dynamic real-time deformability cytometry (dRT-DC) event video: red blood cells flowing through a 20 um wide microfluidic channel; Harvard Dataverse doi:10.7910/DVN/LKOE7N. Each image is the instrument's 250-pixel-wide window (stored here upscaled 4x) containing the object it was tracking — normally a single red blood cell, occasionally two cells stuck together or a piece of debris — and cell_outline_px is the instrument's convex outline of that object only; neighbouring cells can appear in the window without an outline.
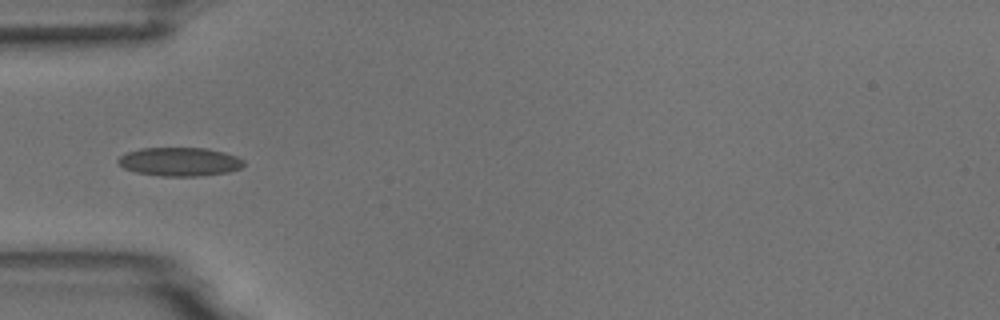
{"species": "common noctule bat (a hibernating species)", "species_latin": "Nyctalus noctula", "temperature_condition": "room temperature", "stored_images_in_passage": 7, "camera_frame_rate_fps": 3000, "um_per_image_px": 0.085, "animal": {"sex": "male", "body_mass_g": 18.8}, "frame": {"image": 1, "passage_image": 4, "time_ms": 4.333, "image_size_px": [1000, 320], "cell_outline_px": [[244, 164], [240, 168], [228, 172], [196, 176], [160, 176], [136, 172], [124, 168], [116, 160], [120, 156], [128, 152], [140, 148], [208, 148], [224, 152], [236, 156], [244, 160]], "centroid_in_image_um": [15.27, 13.74], "position_along_channel_um": 69.7, "area_um2": 20.92}}